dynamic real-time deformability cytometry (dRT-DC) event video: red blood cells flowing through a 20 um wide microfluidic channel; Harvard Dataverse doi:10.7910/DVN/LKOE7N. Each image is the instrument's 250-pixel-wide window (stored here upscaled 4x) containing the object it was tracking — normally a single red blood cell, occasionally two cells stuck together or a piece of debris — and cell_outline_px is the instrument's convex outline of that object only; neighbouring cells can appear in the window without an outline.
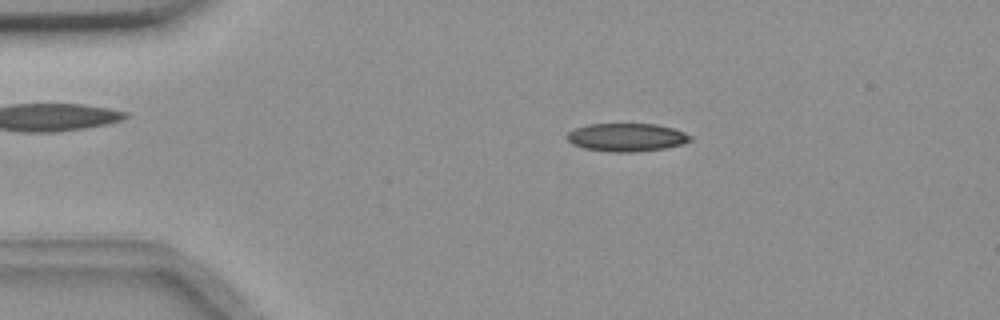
{"species": "common noctule bat (a hibernating species)", "species_latin": "Nyctalus noctula", "temperature_condition": "room temperature", "stored_images_in_passage": 55, "camera_frame_rate_fps": 3000, "um_per_image_px": 0.085, "animal": {"sex": "female", "body_mass_g": 18.4}, "frame": {"image": 1, "passage_image": 10, "time_ms": 3.0, "image_size_px": [1000, 320], "cell_outline_px": [[692, 140], [684, 144], [664, 148], [636, 152], [608, 152], [584, 148], [572, 144], [568, 140], [568, 132], [576, 128], [588, 124], [656, 124], [672, 128], [684, 132], [692, 136]], "centroid_in_image_um": [53.28, 11.68], "position_along_channel_um": 31.7, "area_um2": 20.23}}
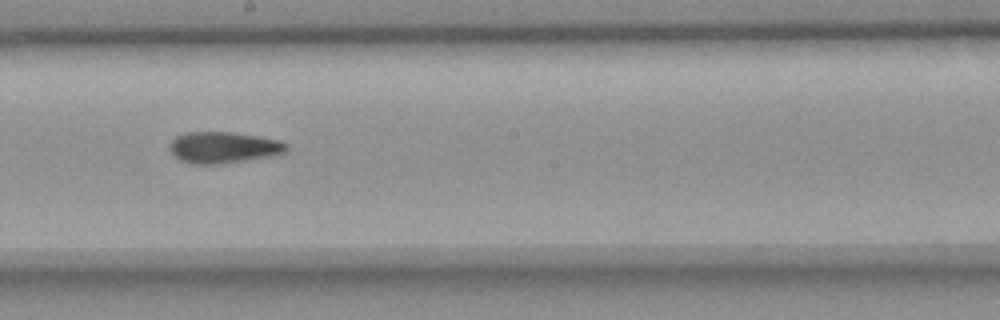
{"frame": {"image": 2, "passage_image": 30, "time_ms": 9.667, "image_size_px": [1000, 320], "cell_outline_px": [[288, 148], [284, 152], [268, 156], [244, 160], [216, 164], [192, 164], [180, 160], [172, 152], [172, 140], [176, 136], [184, 132], [232, 132], [280, 140], [288, 144]], "centroid_in_image_um": [19.0, 12.52], "position_along_channel_um": 229.2, "area_um2": 20.92}}
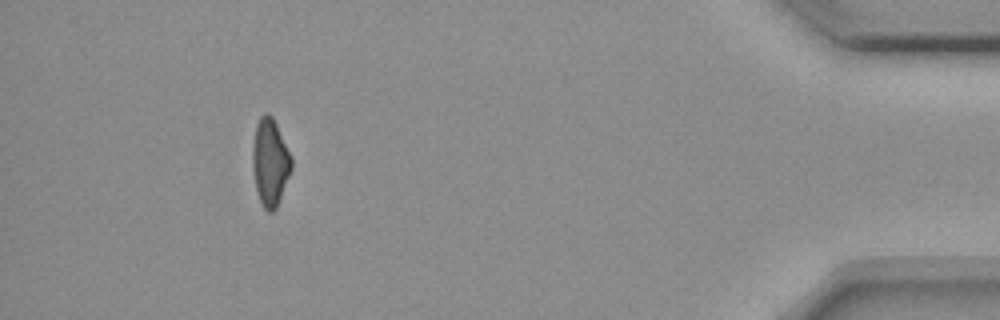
{"frame": {"image": 3, "passage_image": 50, "time_ms": 16.333, "image_size_px": [1000, 320], "cell_outline_px": [[292, 168], [276, 208], [272, 212], [268, 212], [264, 208], [260, 200], [256, 188], [252, 168], [252, 144], [256, 124], [260, 116], [264, 112], [268, 112], [272, 116], [292, 156]], "centroid_in_image_um": [22.95, 13.75], "position_along_channel_um": 412.3, "area_um2": 19.83}, "authors_computed_cell_mechanics": {"area_um2": 20.4612, "velocity_mm_per_s": 3.6618, "shape_relaxation_time_tau1_ms": null, "shape_relaxation_time_tau2_ms": 6.6415, "deformation_change_tau1": null, "deformation_change_tau2": 0.1305}}